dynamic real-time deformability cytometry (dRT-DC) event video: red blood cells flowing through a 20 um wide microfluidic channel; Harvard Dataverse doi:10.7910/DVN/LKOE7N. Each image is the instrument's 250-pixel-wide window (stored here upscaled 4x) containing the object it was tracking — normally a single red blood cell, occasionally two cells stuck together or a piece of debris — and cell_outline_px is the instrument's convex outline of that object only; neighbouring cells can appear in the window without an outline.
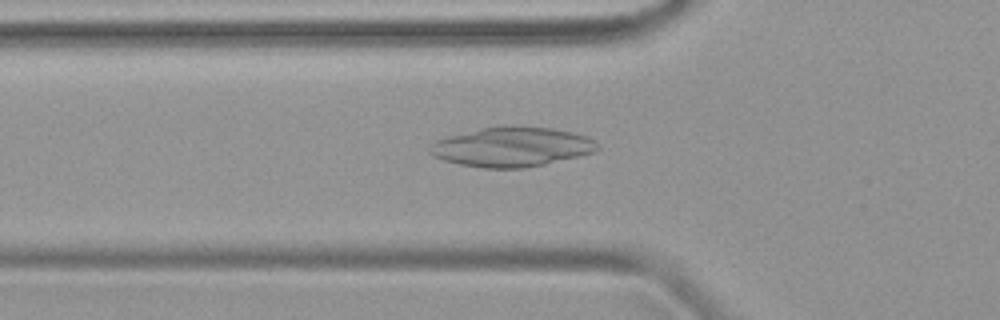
{"species": "common noctule bat (a hibernating species)", "species_latin": "Nyctalus noctula", "temperature_condition": "warm", "stored_images_in_passage": 43, "camera_frame_rate_fps": 3000, "um_per_image_px": 0.085, "animal": {"sex": "female", "body_mass_g": 19.9}, "frame": {"image": 1, "passage_image": 12, "time_ms": 3.667, "image_size_px": [1000, 320], "cell_outline_px": [[600, 148], [596, 152], [580, 156], [544, 164], [524, 168], [484, 168], [460, 164], [444, 160], [432, 156], [428, 152], [428, 148], [436, 140], [448, 136], [480, 128], [500, 124], [512, 124], [552, 128], [572, 132], [588, 136], [596, 140]], "centroid_in_image_um": [43.53, 12.46], "position_along_channel_um": 82.3, "area_um2": 39.36}}
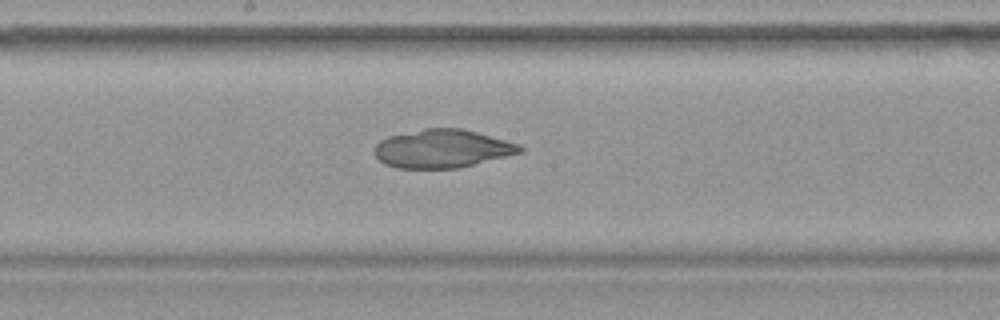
{"frame": {"image": 2, "passage_image": 21, "time_ms": 6.667, "image_size_px": [1000, 320], "cell_outline_px": [[524, 152], [456, 168], [396, 168], [384, 164], [376, 156], [376, 144], [380, 140], [388, 136], [424, 128], [464, 128], [520, 144], [524, 148]], "centroid_in_image_um": [37.61, 12.62], "position_along_channel_um": 210.6, "area_um2": 32.43}}
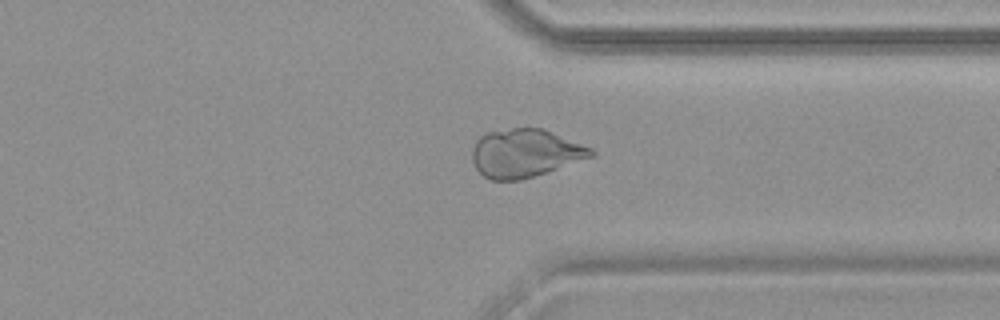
{"frame": {"image": 3, "passage_image": 32, "time_ms": 10.333, "image_size_px": [1000, 320], "cell_outline_px": [[596, 156], [520, 180], [492, 180], [484, 176], [476, 168], [472, 160], [472, 148], [476, 140], [480, 136], [488, 132], [512, 128], [544, 128], [592, 148], [596, 152]], "centroid_in_image_um": [44.65, 13.01], "position_along_channel_um": 366.8, "area_um2": 33.41}}